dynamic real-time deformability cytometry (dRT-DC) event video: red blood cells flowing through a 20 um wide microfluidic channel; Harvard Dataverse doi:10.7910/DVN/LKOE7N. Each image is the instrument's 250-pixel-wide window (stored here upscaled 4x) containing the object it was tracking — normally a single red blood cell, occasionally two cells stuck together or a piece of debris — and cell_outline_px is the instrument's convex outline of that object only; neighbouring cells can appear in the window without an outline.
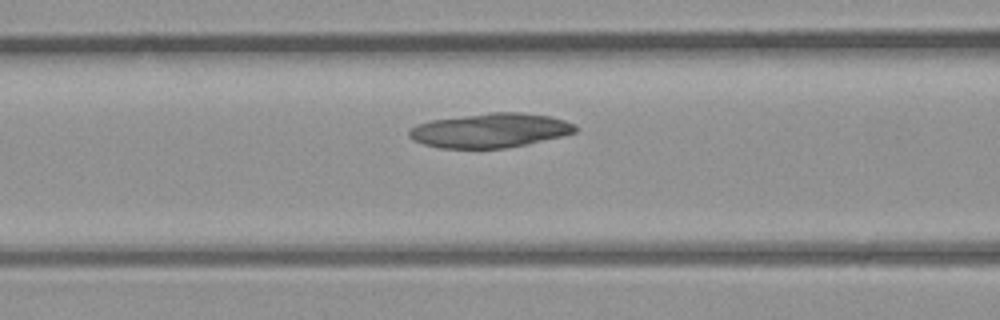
{"species": "common noctule bat (a hibernating species)", "species_latin": "Nyctalus noctula", "temperature_condition": "room temperature", "stored_images_in_passage": 26, "camera_frame_rate_fps": 3000, "um_per_image_px": 0.085, "animal": {"sex": "male", "body_mass_g": 23.1, "forearm_length_mm": 52.7}, "frame": {"image": 1, "passage_image": 7, "time_ms": 2.0, "image_size_px": [1000, 320], "cell_outline_px": [[580, 128], [576, 132], [564, 136], [528, 144], [504, 148], [440, 148], [424, 144], [412, 140], [408, 136], [408, 128], [416, 124], [432, 120], [492, 112], [520, 112], [548, 116], [564, 120], [576, 124]], "centroid_in_image_um": [41.68, 11.09], "position_along_channel_um": 124.9, "area_um2": 33.47}}
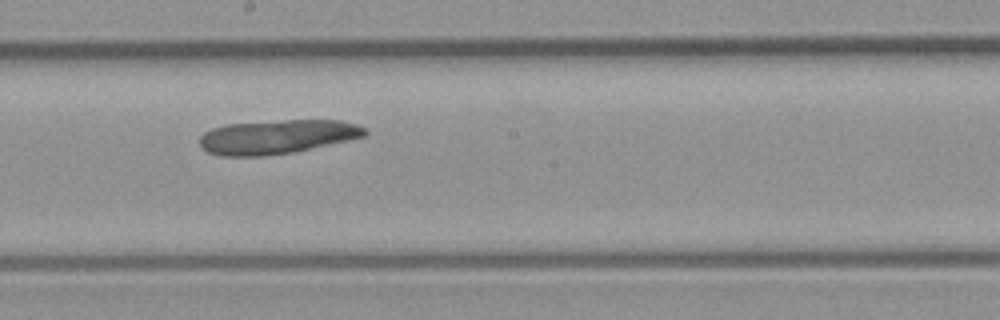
{"frame": {"image": 2, "passage_image": 13, "time_ms": 4.0, "image_size_px": [1000, 320], "cell_outline_px": [[368, 132], [364, 136], [348, 140], [292, 152], [264, 156], [220, 156], [208, 152], [200, 148], [200, 136], [204, 132], [212, 128], [228, 124], [288, 120], [340, 120], [356, 124], [364, 128]], "centroid_in_image_um": [23.51, 11.63], "position_along_channel_um": 224.7, "area_um2": 32.6}}
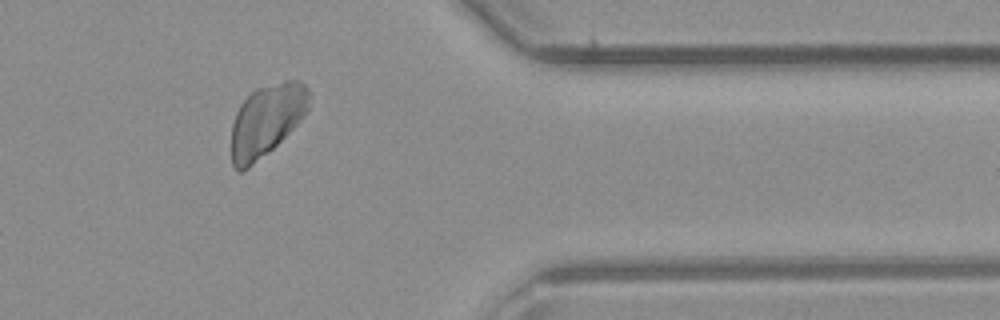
{"frame": {"image": 3, "passage_image": 24, "time_ms": 7.667, "image_size_px": [1000, 320], "cell_outline_px": [[308, 112], [268, 152], [248, 168], [240, 172], [236, 172], [232, 164], [232, 124], [236, 112], [240, 104], [256, 88], [284, 80], [300, 80], [308, 88]], "centroid_in_image_um": [22.64, 10.21], "position_along_channel_um": 388.8, "area_um2": 32.19}}